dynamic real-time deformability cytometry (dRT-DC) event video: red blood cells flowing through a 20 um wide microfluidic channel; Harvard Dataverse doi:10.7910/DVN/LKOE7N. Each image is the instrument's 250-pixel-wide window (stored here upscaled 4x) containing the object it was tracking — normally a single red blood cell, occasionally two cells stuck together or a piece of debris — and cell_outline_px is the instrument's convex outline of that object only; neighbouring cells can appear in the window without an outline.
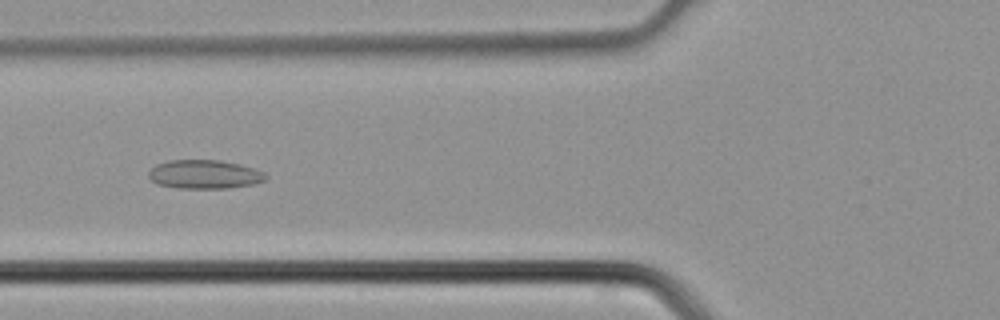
{"species": "common noctule bat (a hibernating species)", "species_latin": "Nyctalus noctula", "temperature_condition": "cold", "stored_images_in_passage": 3, "camera_frame_rate_fps": 3000, "um_per_image_px": 0.085, "animal": {"sex": "male", "body_mass_g": 21.5, "forearm_length_mm": 52.0}, "frame": {"image": 1, "passage_image": 3, "time_ms": 0.667, "image_size_px": [1000, 320], "cell_outline_px": [[268, 176], [264, 180], [252, 184], [228, 188], [180, 188], [160, 184], [152, 180], [148, 176], [148, 172], [156, 164], [168, 160], [220, 160], [240, 164], [264, 172]], "centroid_in_image_um": [17.38, 14.81], "position_along_channel_um": 108.4, "area_um2": 19.48}}